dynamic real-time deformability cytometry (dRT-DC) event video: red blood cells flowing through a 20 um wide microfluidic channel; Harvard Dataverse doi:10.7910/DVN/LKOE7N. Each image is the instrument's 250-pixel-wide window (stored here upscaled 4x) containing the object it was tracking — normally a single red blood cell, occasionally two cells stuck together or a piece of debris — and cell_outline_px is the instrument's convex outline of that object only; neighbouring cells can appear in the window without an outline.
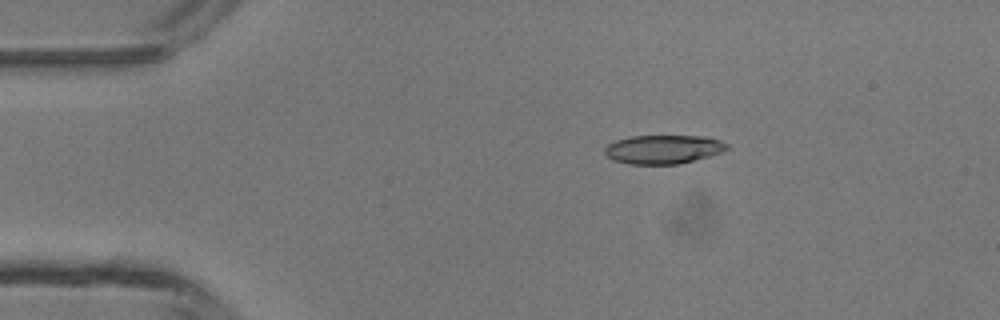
{"species": "common noctule bat (a hibernating species)", "species_latin": "Nyctalus noctula", "temperature_condition": "room temperature", "stored_images_in_passage": 3, "camera_frame_rate_fps": 3000, "um_per_image_px": 0.085, "animal": {"sex": "male", "body_mass_g": 13.3}, "frame": {"image": 1, "passage_image": 1, "time_ms": 0.0, "image_size_px": [1000, 320], "cell_outline_px": [[728, 148], [720, 152], [708, 156], [680, 164], [628, 164], [612, 160], [604, 152], [604, 148], [608, 144], [616, 140], [628, 136], [708, 136], [720, 140], [728, 144]], "centroid_in_image_um": [56.35, 12.69], "position_along_channel_um": 28.6, "area_um2": 20.58}}
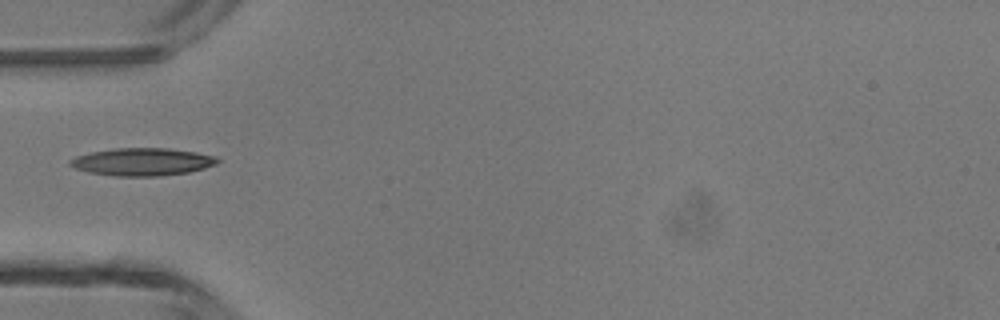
{"frame": {"image": 2, "passage_image": 3, "time_ms": 2.333, "image_size_px": [1000, 320], "cell_outline_px": [[220, 160], [216, 164], [204, 168], [188, 172], [160, 176], [116, 176], [88, 172], [76, 168], [68, 164], [68, 160], [76, 156], [92, 152], [112, 148], [168, 148], [196, 152], [216, 156]], "centroid_in_image_um": [12.09, 13.75], "position_along_channel_um": 72.9, "area_um2": 23.76}}